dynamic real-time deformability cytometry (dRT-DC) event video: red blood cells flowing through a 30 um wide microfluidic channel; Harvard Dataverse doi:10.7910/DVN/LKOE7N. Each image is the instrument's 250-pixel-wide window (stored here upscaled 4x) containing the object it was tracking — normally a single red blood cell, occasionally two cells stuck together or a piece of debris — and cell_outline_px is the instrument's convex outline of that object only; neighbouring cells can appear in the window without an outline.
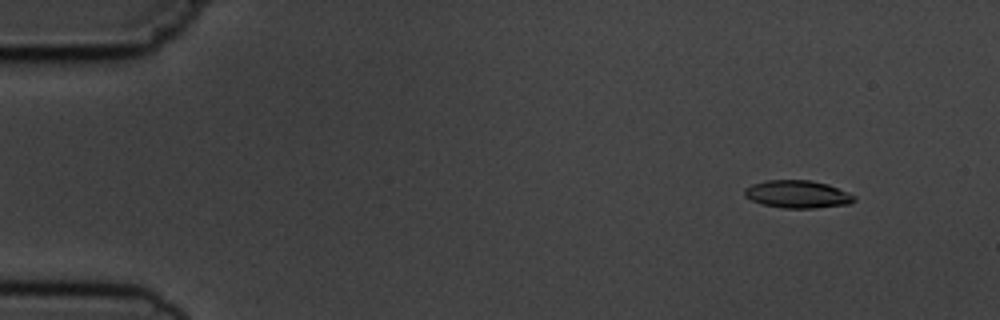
{"species": "common noctule bat (a hibernating species)", "species_latin": "Nyctalus noctula", "temperature_condition": "cold", "stored_images_in_passage": 5, "camera_frame_rate_fps": 3000, "um_per_image_px": 0.085, "animal": {"sex": "male", "body_mass_g": 19.5, "forearm_length_mm": 54.6}, "frame": {"image": 1, "passage_image": 2, "time_ms": 1.0, "image_size_px": [1000, 320], "cell_outline_px": [[856, 200], [848, 204], [812, 208], [784, 208], [760, 204], [744, 196], [744, 188], [752, 184], [768, 180], [812, 180], [828, 184], [848, 192], [856, 196]], "centroid_in_image_um": [67.78, 16.5], "position_along_channel_um": 17.2, "area_um2": 17.74}}
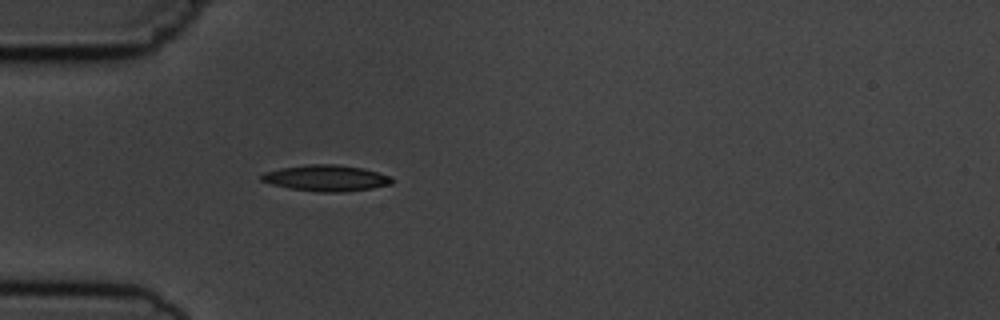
{"frame": {"image": 2, "passage_image": 5, "time_ms": 4.667, "image_size_px": [1000, 320], "cell_outline_px": [[396, 180], [392, 184], [372, 188], [344, 192], [320, 192], [288, 188], [272, 184], [260, 180], [260, 176], [264, 172], [280, 168], [308, 164], [336, 164], [364, 168], [388, 176]], "centroid_in_image_um": [27.72, 15.13], "position_along_channel_um": 57.3, "area_um2": 19.94}}